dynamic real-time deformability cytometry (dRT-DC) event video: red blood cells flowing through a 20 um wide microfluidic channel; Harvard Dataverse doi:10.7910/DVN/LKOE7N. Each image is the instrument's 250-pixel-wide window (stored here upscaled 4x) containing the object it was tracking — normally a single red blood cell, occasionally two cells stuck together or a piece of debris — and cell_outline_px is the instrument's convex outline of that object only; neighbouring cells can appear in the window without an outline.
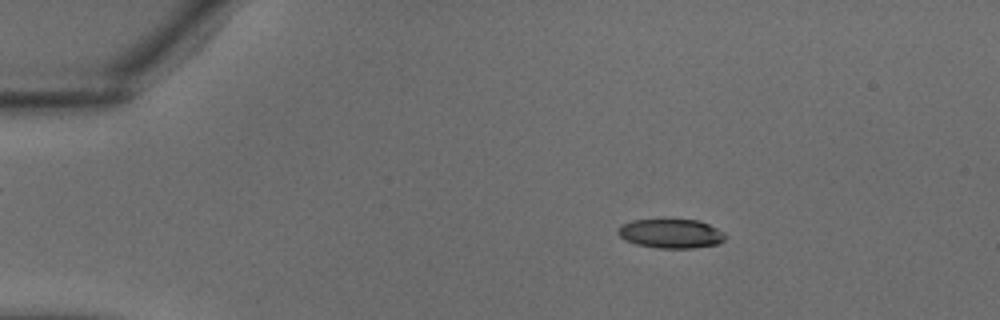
{"species": "common noctule bat (a hibernating species)", "species_latin": "Nyctalus noctula", "temperature_condition": "warm", "stored_images_in_passage": 36, "camera_frame_rate_fps": 3000, "um_per_image_px": 0.085, "animal": {"sex": "male", "body_mass_g": 18.8}, "frame": {"image": 1, "passage_image": 6, "time_ms": 1.667, "image_size_px": [1000, 320], "cell_outline_px": [[728, 236], [724, 240], [716, 244], [692, 248], [656, 248], [636, 244], [624, 240], [616, 232], [620, 224], [632, 220], [696, 220], [708, 224], [724, 232]], "centroid_in_image_um": [57.0, 19.86], "position_along_channel_um": 28.0, "area_um2": 18.26}}
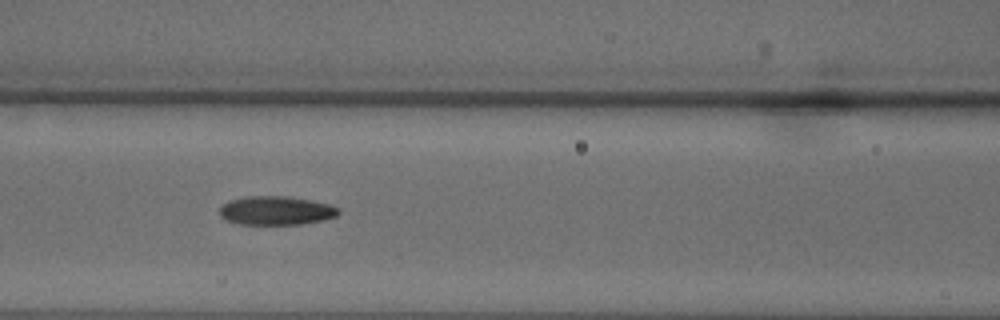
{"frame": {"image": 2, "passage_image": 16, "time_ms": 5.0, "image_size_px": [1000, 320], "cell_outline_px": [[340, 212], [336, 216], [324, 220], [300, 224], [240, 224], [228, 220], [220, 216], [220, 208], [228, 200], [248, 196], [288, 196], [312, 200], [332, 204], [340, 208]], "centroid_in_image_um": [23.52, 17.89], "position_along_channel_um": 143.1, "area_um2": 20.06}}
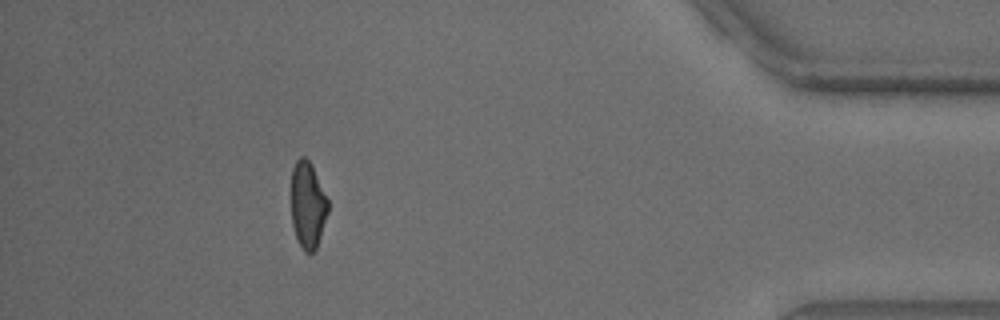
{"frame": {"image": 3, "passage_image": 33, "time_ms": 10.667, "image_size_px": [1000, 320], "cell_outline_px": [[328, 212], [316, 248], [312, 252], [304, 252], [296, 236], [292, 224], [292, 168], [296, 160], [300, 156], [304, 156], [312, 164], [328, 200]], "centroid_in_image_um": [26.16, 17.39], "position_along_channel_um": 409.0, "area_um2": 18.38}}